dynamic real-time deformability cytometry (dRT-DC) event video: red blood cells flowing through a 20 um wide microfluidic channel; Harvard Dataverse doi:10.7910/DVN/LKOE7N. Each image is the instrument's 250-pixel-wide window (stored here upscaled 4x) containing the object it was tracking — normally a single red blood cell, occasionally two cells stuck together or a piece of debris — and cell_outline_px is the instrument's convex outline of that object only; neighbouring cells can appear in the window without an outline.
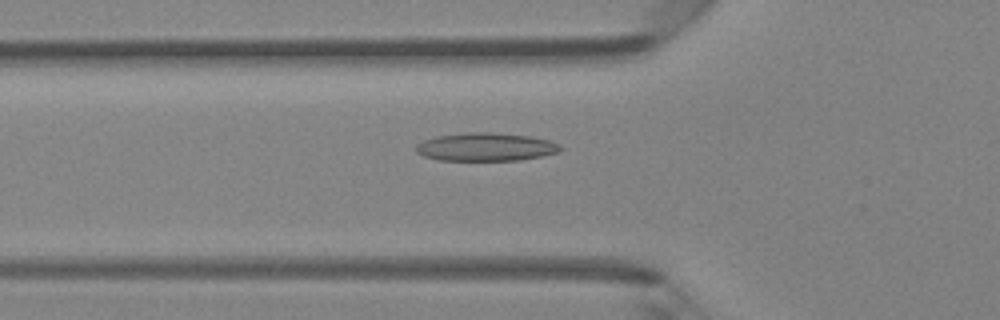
{"species": "Egyptian fruit bat (a non-hibernating species)", "species_latin": "Rousettus aegyptiacus", "temperature_condition": "room temperature", "stored_images_in_passage": 32, "camera_frame_rate_fps": 3000, "um_per_image_px": 0.085, "animal": {"sex": "female"}, "frame": {"image": 1, "passage_image": 2, "time_ms": 0.333, "image_size_px": [1000, 320], "cell_outline_px": [[564, 148], [560, 152], [520, 160], [440, 160], [424, 156], [416, 152], [416, 144], [424, 140], [436, 136], [468, 132], [488, 132], [532, 136], [548, 140], [560, 144]], "centroid_in_image_um": [41.32, 12.48], "position_along_channel_um": 84.5, "area_um2": 23.76}}
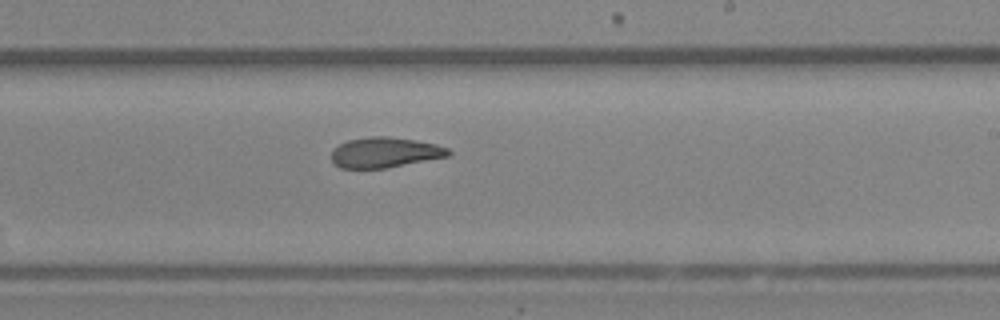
{"frame": {"image": 2, "passage_image": 14, "time_ms": 4.333, "image_size_px": [1000, 320], "cell_outline_px": [[452, 152], [448, 156], [384, 168], [340, 168], [332, 160], [332, 148], [348, 140], [372, 136], [388, 136], [416, 140], [436, 144], [448, 148]], "centroid_in_image_um": [32.71, 12.95], "position_along_channel_um": 256.3, "area_um2": 20.52}}
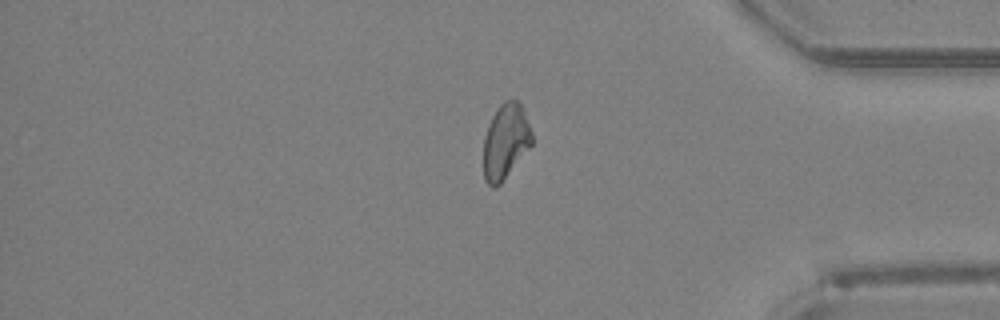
{"frame": {"image": 3, "passage_image": 25, "time_ms": 8.0, "image_size_px": [1000, 320], "cell_outline_px": [[532, 144], [500, 184], [496, 188], [492, 188], [484, 180], [484, 136], [488, 124], [492, 116], [500, 104], [504, 100], [516, 100], [520, 104], [524, 112], [532, 132]], "centroid_in_image_um": [42.95, 12.03], "position_along_channel_um": 392.2, "area_um2": 21.04}}